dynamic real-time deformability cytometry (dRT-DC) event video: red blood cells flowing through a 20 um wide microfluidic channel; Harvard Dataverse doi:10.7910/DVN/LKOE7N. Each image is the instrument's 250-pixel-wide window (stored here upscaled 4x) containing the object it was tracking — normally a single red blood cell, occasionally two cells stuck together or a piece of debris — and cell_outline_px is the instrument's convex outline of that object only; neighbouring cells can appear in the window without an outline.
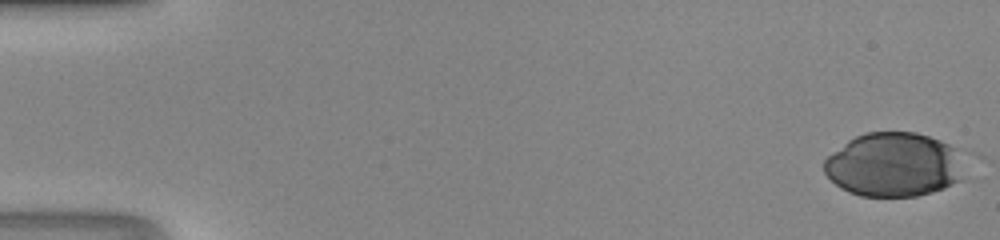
{"species": "human", "species_latin": "Homo sapiens", "temperature_condition": "room temperature", "stored_images_in_passage": 19, "camera_frame_rate_fps": 3000, "um_per_image_px": 0.085, "donor": {"sex": "male"}, "frame": {"image": 1, "passage_image": 1, "time_ms": 0.0, "image_size_px": [1000, 240], "cell_outline_px": [[960, 180], [944, 188], [932, 192], [916, 196], [860, 196], [848, 192], [840, 188], [824, 172], [824, 160], [828, 156], [848, 140], [864, 132], [916, 132], [940, 140], [948, 144], [956, 152]], "centroid_in_image_um": [75.88, 14.0], "position_along_channel_um": 9.1, "area_um2": 51.67}}